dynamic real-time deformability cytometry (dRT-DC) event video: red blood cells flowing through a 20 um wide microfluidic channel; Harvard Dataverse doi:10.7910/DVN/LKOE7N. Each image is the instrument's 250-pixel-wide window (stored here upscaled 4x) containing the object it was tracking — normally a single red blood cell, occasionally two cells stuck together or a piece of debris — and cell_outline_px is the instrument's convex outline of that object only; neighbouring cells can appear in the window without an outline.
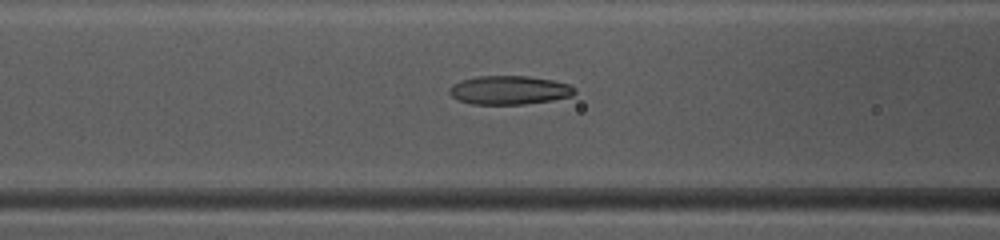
{"species": "common noctule bat (a hibernating species)", "species_latin": "Nyctalus noctula", "temperature_condition": "warm", "stored_images_in_passage": 42, "camera_frame_rate_fps": 3000, "um_per_image_px": 0.085, "animal": {"sex": "female", "body_mass_g": 10.0, "forearm_length_mm": 53.1}, "frame": {"image": 1, "passage_image": 19, "time_ms": 6.0, "image_size_px": [1000, 240], "cell_outline_px": [[576, 92], [572, 96], [552, 100], [524, 104], [472, 104], [460, 100], [452, 96], [448, 92], [448, 88], [452, 84], [460, 80], [476, 76], [528, 76], [552, 80], [568, 84], [576, 88]], "centroid_in_image_um": [43.28, 7.65], "position_along_channel_um": 123.3, "area_um2": 21.04}}
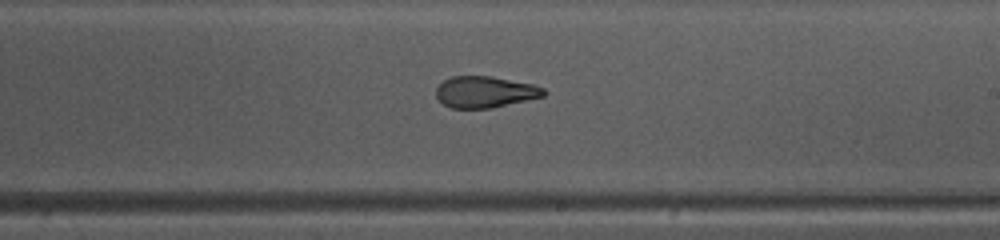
{"frame": {"image": 2, "passage_image": 28, "time_ms": 9.0, "image_size_px": [1000, 240], "cell_outline_px": [[548, 92], [544, 96], [492, 108], [452, 108], [444, 104], [436, 96], [436, 88], [444, 80], [452, 76], [492, 76], [532, 84], [544, 88]], "centroid_in_image_um": [41.24, 7.81], "position_along_channel_um": 247.8, "area_um2": 19.65}}
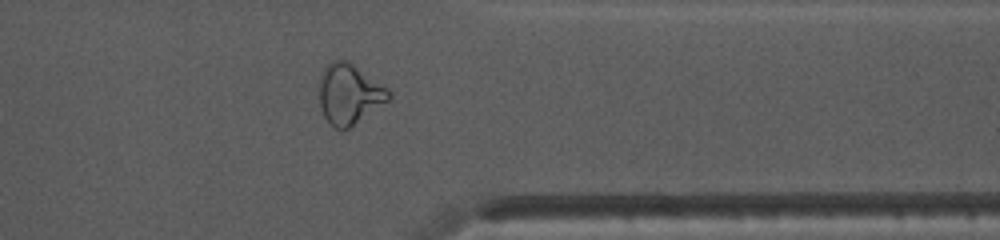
{"frame": {"image": 3, "passage_image": 38, "time_ms": 12.333, "image_size_px": [1000, 240], "cell_outline_px": [[392, 96], [388, 100], [348, 128], [336, 128], [324, 116], [320, 108], [320, 80], [324, 68], [332, 60], [348, 60], [388, 88]], "centroid_in_image_um": [29.69, 7.96], "position_along_channel_um": 381.7, "area_um2": 23.87}, "authors_computed_cell_mechanics": {"area_um2": 21.2704, "velocity_mm_per_s": 4.1423, "shape_relaxation_time_tau1_ms": 9.3706, "shape_relaxation_time_tau2_ms": 1.9977, "deformation_change_tau1": 0.2756, "deformation_change_tau2": 0.073}}